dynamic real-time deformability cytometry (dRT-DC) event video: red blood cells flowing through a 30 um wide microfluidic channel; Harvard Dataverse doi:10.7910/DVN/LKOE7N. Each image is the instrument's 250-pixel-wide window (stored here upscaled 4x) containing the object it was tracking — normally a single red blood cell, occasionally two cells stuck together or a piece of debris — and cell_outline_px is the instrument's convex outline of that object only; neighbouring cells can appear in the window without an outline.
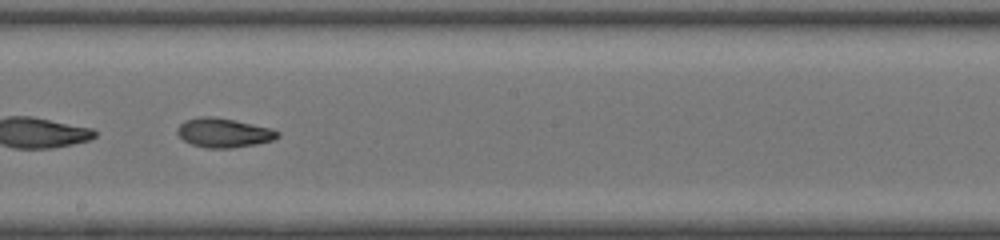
{"species": "common noctule bat (a hibernating species)", "species_latin": "Nyctalus noctula", "temperature_condition": "room temperature", "stored_images_in_passage": 35, "camera_frame_rate_fps": 3000, "um_per_image_px": 0.085, "animal": {"sex": "female", "body_mass_g": 20.0, "forearm_length_mm": 54.0}, "frame": {"image": 1, "passage_image": 16, "time_ms": 5.0, "image_size_px": [1000, 240], "cell_outline_px": [[280, 136], [272, 140], [256, 144], [232, 148], [208, 148], [192, 144], [184, 140], [176, 132], [176, 128], [184, 120], [200, 116], [212, 116], [272, 128], [280, 132]], "centroid_in_image_um": [19.0, 11.28], "position_along_channel_um": 229.2, "area_um2": 17.05}}
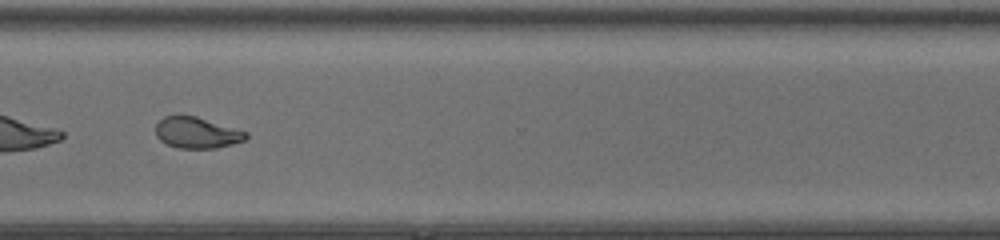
{"frame": {"image": 2, "passage_image": 25, "time_ms": 8.0, "image_size_px": [1000, 240], "cell_outline_px": [[248, 136], [244, 140], [232, 144], [216, 148], [176, 148], [160, 140], [156, 136], [156, 124], [164, 116], [196, 116], [248, 132]], "centroid_in_image_um": [16.73, 11.29], "position_along_channel_um": 353.9, "area_um2": 16.24}, "authors_computed_cell_mechanics": {"area_um2": 17.629, "velocity_mm_per_s": 4.1739, "shape_relaxation_time_tau1_ms": 5.1967, "shape_relaxation_time_tau2_ms": 1.8006, "deformation_change_tau1": 0.1823, "deformation_change_tau2": 0.0721}}